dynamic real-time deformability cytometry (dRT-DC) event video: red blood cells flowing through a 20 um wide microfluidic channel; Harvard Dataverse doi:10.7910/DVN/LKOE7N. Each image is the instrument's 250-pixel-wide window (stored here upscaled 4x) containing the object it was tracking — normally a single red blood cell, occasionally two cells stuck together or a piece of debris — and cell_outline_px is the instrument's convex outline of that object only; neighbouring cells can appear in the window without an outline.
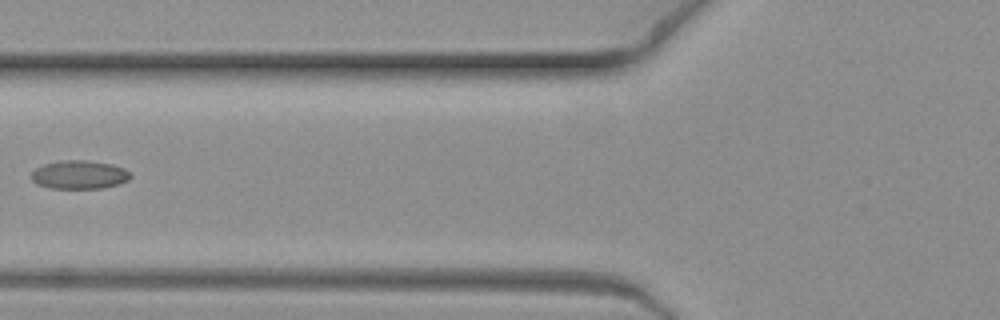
{"species": "common noctule bat (a hibernating species)", "species_latin": "Nyctalus noctula", "temperature_condition": "warm", "stored_images_in_passage": 2, "camera_frame_rate_fps": 3000, "um_per_image_px": 0.085, "animal": {"sex": "female", "body_mass_g": 19.3, "forearm_length_mm": 54.1}, "frame": {"image": 1, "passage_image": 2, "time_ms": 0.333, "image_size_px": [1000, 320], "cell_outline_px": [[132, 176], [128, 180], [104, 188], [48, 188], [36, 184], [32, 180], [32, 172], [36, 168], [44, 164], [64, 160], [88, 160], [112, 164], [124, 168]], "centroid_in_image_um": [6.73, 14.85], "position_along_channel_um": 119.1, "area_um2": 16.42}}